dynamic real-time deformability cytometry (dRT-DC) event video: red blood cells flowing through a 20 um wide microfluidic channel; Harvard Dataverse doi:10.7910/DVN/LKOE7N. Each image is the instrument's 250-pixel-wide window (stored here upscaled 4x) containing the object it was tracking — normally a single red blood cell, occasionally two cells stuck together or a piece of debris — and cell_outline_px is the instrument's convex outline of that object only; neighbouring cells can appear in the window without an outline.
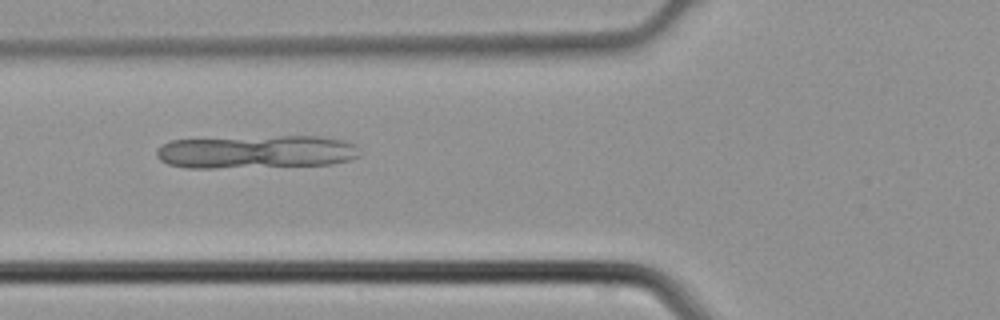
{"species": "common noctule bat (a hibernating species)", "species_latin": "Nyctalus noctula", "temperature_condition": "cold", "stored_images_in_passage": 5, "camera_frame_rate_fps": 3000, "um_per_image_px": 0.085, "animal": {"sex": "male", "body_mass_g": 21.5, "forearm_length_mm": 52.0}, "frame": {"image": 1, "passage_image": 4, "time_ms": 1.0, "image_size_px": [1000, 320], "cell_outline_px": [[360, 156], [348, 160], [332, 164], [216, 168], [184, 168], [168, 164], [160, 160], [156, 156], [156, 148], [160, 144], [172, 140], [280, 136], [320, 136], [344, 140], [356, 144]], "centroid_in_image_um": [21.76, 12.91], "position_along_channel_um": 104.0, "area_um2": 39.42}}
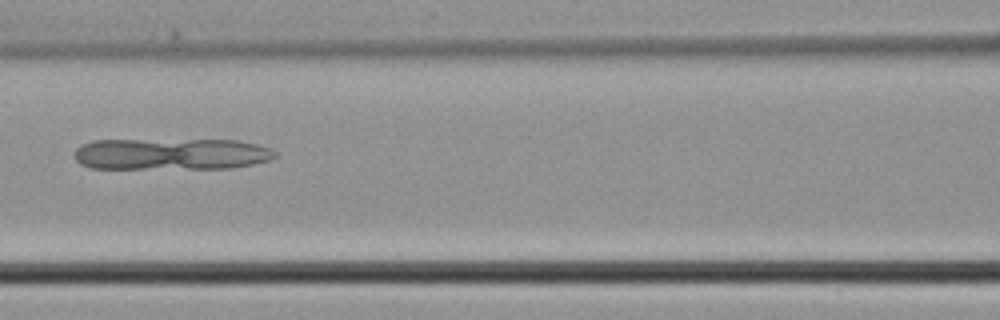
{"frame": {"image": 2, "passage_image": 5, "time_ms": 1.333, "image_size_px": [1000, 320], "cell_outline_px": [[276, 156], [268, 160], [252, 164], [232, 168], [88, 168], [80, 164], [76, 160], [76, 148], [80, 144], [92, 140], [240, 140], [256, 144], [268, 148], [276, 152]], "centroid_in_image_um": [14.52, 13.09], "position_along_channel_um": 152.1, "area_um2": 36.93}}